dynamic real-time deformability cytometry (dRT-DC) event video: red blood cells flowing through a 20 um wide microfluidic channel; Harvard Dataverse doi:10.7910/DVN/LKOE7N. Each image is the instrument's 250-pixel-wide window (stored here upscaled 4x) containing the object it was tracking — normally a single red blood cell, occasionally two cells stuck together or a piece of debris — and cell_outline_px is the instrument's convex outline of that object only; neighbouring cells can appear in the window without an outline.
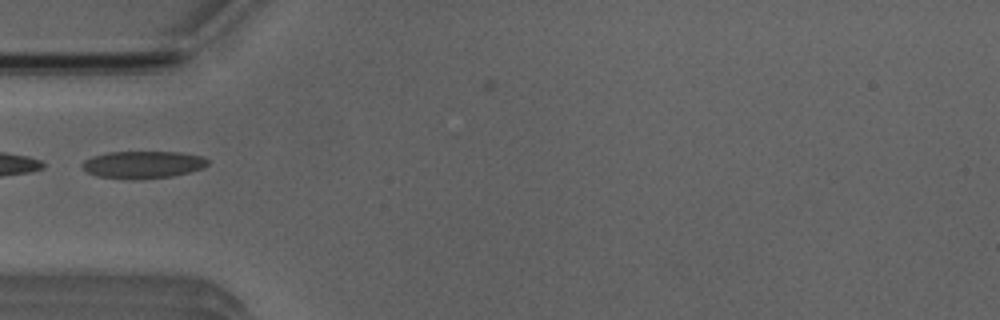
{"species": "Egyptian fruit bat (a non-hibernating species)", "species_latin": "Rousettus aegyptiacus", "temperature_condition": "room temperature", "stored_images_in_passage": 2, "camera_frame_rate_fps": 3000, "um_per_image_px": 0.085, "animal": {"sex": "male"}, "frame": {"image": 1, "passage_image": 1, "time_ms": 0.0, "image_size_px": [1000, 320], "cell_outline_px": [[208, 164], [200, 168], [188, 172], [172, 176], [136, 180], [132, 180], [96, 176], [88, 172], [80, 164], [84, 160], [92, 156], [108, 152], [180, 152], [204, 156], [208, 160]], "centroid_in_image_um": [12.12, 13.99], "position_along_channel_um": 72.9, "area_um2": 20.06}}